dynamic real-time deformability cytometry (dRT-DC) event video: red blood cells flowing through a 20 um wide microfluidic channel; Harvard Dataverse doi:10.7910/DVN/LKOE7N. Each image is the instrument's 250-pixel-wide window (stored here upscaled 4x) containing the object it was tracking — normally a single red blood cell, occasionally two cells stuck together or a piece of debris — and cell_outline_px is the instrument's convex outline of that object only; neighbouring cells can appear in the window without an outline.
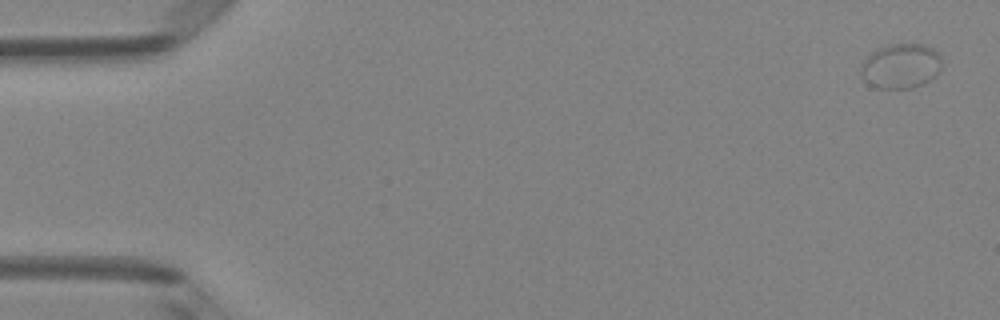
{"species": "Egyptian fruit bat (a non-hibernating species)", "species_latin": "Rousettus aegyptiacus", "temperature_condition": "room temperature", "stored_images_in_passage": 3, "camera_frame_rate_fps": 3000, "um_per_image_px": 0.085, "animal": {"sex": "female"}, "frame": {"image": 1, "passage_image": 1, "time_ms": 0.0, "image_size_px": [1000, 320], "cell_outline_px": [[940, 68], [924, 84], [912, 88], [876, 88], [868, 84], [864, 80], [860, 72], [860, 68], [864, 60], [872, 52], [880, 48], [892, 44], [924, 44], [940, 52]], "centroid_in_image_um": [76.55, 5.61], "position_along_channel_um": 8.5, "area_um2": 20.98}}